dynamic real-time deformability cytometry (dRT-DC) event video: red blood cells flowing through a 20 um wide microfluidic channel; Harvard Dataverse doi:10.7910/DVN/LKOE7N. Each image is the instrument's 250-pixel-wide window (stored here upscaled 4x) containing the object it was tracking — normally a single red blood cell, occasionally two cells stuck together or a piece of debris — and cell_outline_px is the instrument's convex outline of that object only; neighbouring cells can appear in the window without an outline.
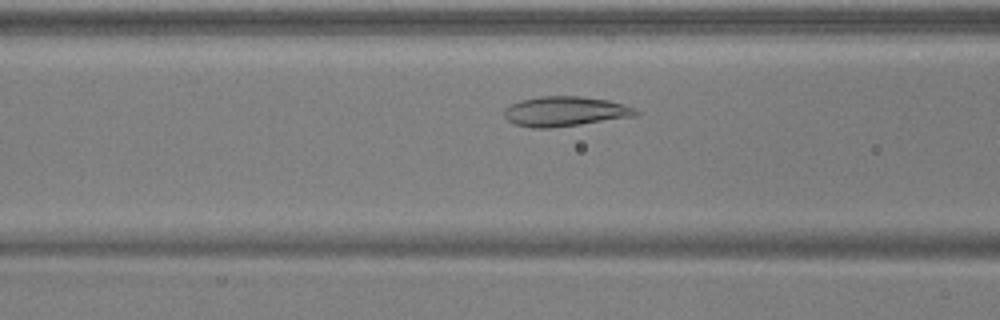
{"species": "common noctule bat (a hibernating species)", "species_latin": "Nyctalus noctula", "temperature_condition": "warm", "stored_images_in_passage": 40, "camera_frame_rate_fps": 3000, "um_per_image_px": 0.085, "animal": {"sex": "male", "body_mass_g": 17.9, "forearm_length_mm": 54.2}, "frame": {"image": 1, "passage_image": 12, "time_ms": 3.667, "image_size_px": [1000, 320], "cell_outline_px": [[640, 112], [636, 116], [552, 128], [532, 128], [516, 124], [508, 120], [504, 116], [504, 108], [520, 100], [540, 96], [580, 96], [608, 100], [624, 104], [636, 108]], "centroid_in_image_um": [48.04, 9.46], "position_along_channel_um": 118.6, "area_um2": 22.95}}
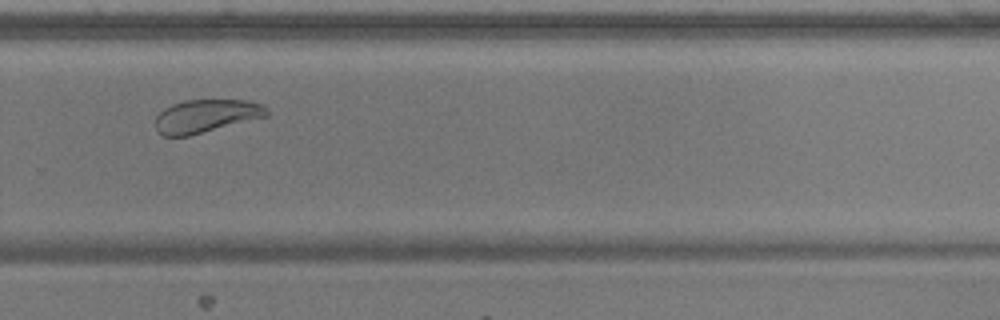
{"frame": {"image": 2, "passage_image": 27, "time_ms": 8.667, "image_size_px": [1000, 320], "cell_outline_px": [[268, 116], [188, 136], [164, 136], [156, 132], [156, 116], [164, 108], [172, 104], [184, 100], [244, 100], [264, 104], [268, 112]], "centroid_in_image_um": [17.5, 9.86], "position_along_channel_um": 312.3, "area_um2": 21.5}}
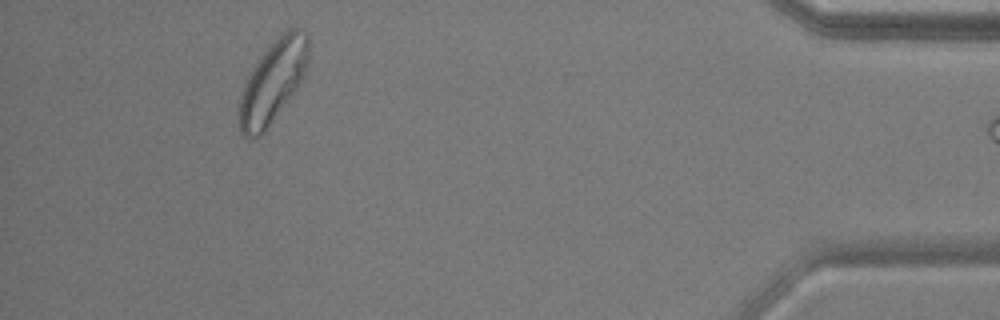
{"frame": {"image": 3, "passage_image": 39, "time_ms": 12.667, "image_size_px": [1000, 320], "cell_outline_px": [[308, 60], [304, 72], [296, 88], [264, 132], [260, 136], [252, 140], [248, 140], [240, 132], [240, 100], [248, 76], [264, 52], [288, 28], [296, 28], [304, 32], [308, 36]], "centroid_in_image_um": [23.19, 6.97], "position_along_channel_um": 412.0, "area_um2": 31.96}}